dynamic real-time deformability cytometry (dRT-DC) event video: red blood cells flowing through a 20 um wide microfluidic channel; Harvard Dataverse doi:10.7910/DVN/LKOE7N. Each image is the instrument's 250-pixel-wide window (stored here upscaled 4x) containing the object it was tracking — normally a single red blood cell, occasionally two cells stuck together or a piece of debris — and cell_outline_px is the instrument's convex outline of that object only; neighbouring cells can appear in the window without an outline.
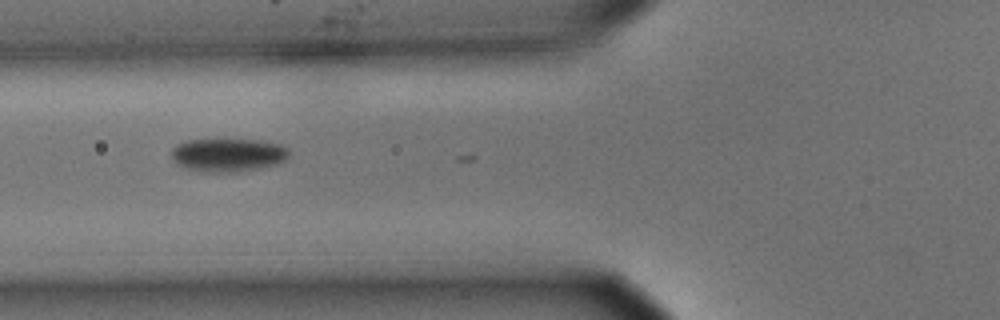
{"species": "common noctule bat (a hibernating species)", "species_latin": "Nyctalus noctula", "temperature_condition": "cold", "stored_images_in_passage": 6, "camera_frame_rate_fps": 3000, "um_per_image_px": 0.085, "animal": {"sex": "male", "body_mass_g": 15.6}, "frame": {"image": 1, "passage_image": 5, "time_ms": 1.333, "image_size_px": [1000, 320], "cell_outline_px": [[288, 156], [284, 160], [276, 164], [260, 168], [236, 172], [208, 172], [188, 168], [176, 164], [172, 160], [172, 148], [176, 144], [188, 140], [256, 140], [280, 144], [288, 148]], "centroid_in_image_um": [19.36, 13.17], "position_along_channel_um": 106.4, "area_um2": 22.66}}